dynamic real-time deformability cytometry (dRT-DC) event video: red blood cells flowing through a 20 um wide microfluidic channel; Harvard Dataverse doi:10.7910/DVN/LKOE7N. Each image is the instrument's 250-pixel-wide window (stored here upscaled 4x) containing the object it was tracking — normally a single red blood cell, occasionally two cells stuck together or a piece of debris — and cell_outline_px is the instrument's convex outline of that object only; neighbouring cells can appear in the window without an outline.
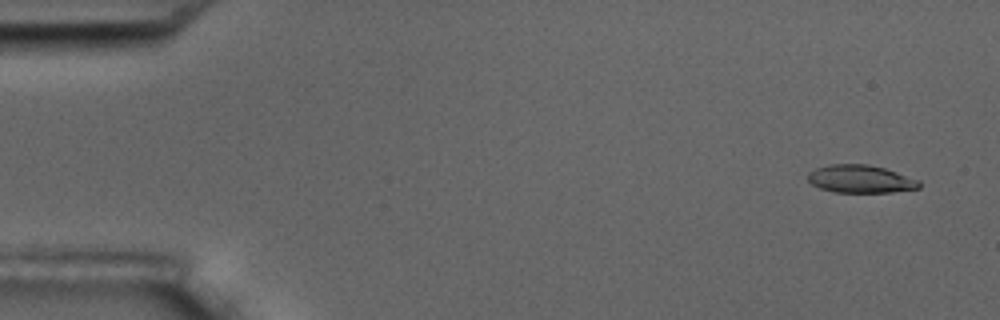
{"species": "common noctule bat (a hibernating species)", "species_latin": "Nyctalus noctula", "temperature_condition": "room temperature", "stored_images_in_passage": 55, "camera_frame_rate_fps": 3000, "um_per_image_px": 0.085, "animal": {"sex": "male", "body_mass_g": 17.5, "forearm_length_mm": 52.3}, "frame": {"image": 1, "passage_image": 3, "time_ms": 0.667, "image_size_px": [1000, 320], "cell_outline_px": [[920, 188], [892, 192], [836, 192], [820, 188], [812, 184], [808, 180], [808, 172], [816, 168], [828, 164], [868, 164], [884, 168], [920, 180]], "centroid_in_image_um": [73.14, 15.21], "position_along_channel_um": 11.9, "area_um2": 18.03}}
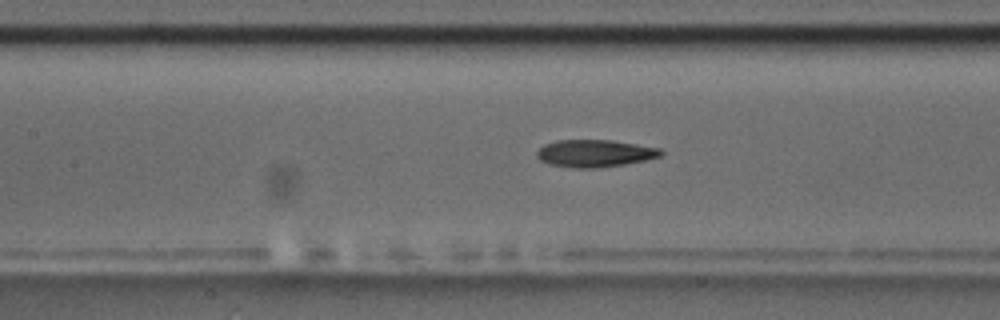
{"frame": {"image": 2, "passage_image": 25, "time_ms": 8.0, "image_size_px": [1000, 320], "cell_outline_px": [[664, 152], [660, 156], [644, 160], [624, 164], [596, 168], [576, 168], [548, 164], [540, 160], [536, 156], [536, 152], [544, 144], [556, 140], [612, 140], [660, 148]], "centroid_in_image_um": [50.53, 13.03], "position_along_channel_um": 156.9, "area_um2": 19.71}}
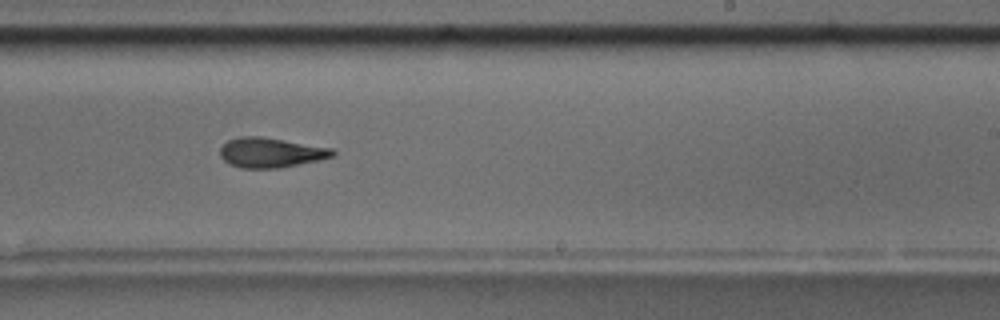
{"frame": {"image": 3, "passage_image": 34, "time_ms": 11.0, "image_size_px": [1000, 320], "cell_outline_px": [[336, 152], [332, 156], [316, 160], [280, 168], [240, 168], [224, 160], [220, 156], [220, 148], [228, 140], [236, 136], [260, 136], [332, 148]], "centroid_in_image_um": [22.97, 12.96], "position_along_channel_um": 266.0, "area_um2": 19.36}, "authors_computed_cell_mechanics": {"area_um2": 19.5364, "velocity_mm_per_s": 3.6563, "shape_relaxation_time_tau1_ms": 5.5599, "shape_relaxation_time_tau2_ms": 5.0373, "deformation_change_tau1": 0.1871, "deformation_change_tau2": 0.1388}}